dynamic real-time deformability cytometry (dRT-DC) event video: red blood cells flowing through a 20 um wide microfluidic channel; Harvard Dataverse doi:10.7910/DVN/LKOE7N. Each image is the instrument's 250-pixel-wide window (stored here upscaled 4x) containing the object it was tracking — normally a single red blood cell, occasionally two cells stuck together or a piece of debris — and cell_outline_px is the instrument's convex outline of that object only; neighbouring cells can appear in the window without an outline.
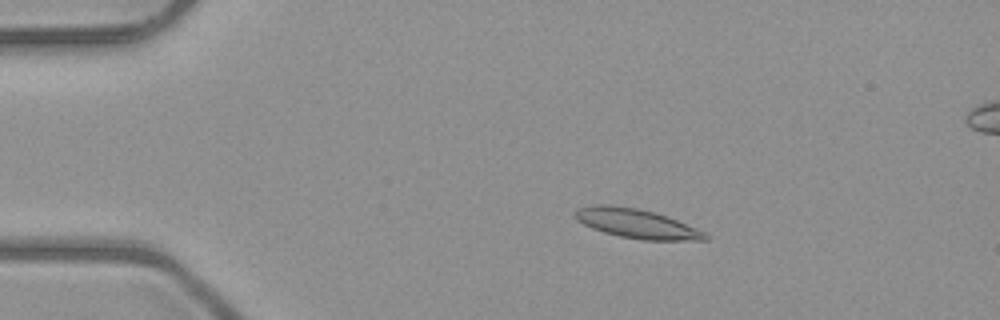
{"species": "common noctule bat (a hibernating species)", "species_latin": "Nyctalus noctula", "temperature_condition": "room temperature", "stored_images_in_passage": 17, "camera_frame_rate_fps": 3000, "um_per_image_px": 0.085, "animal": {"sex": "male", "body_mass_g": 23.1, "forearm_length_mm": 52.7}, "frame": {"image": 1, "passage_image": 10, "time_ms": 3.0, "image_size_px": [1000, 320], "cell_outline_px": [[708, 240], [644, 240], [620, 236], [604, 232], [592, 228], [576, 220], [572, 216], [572, 212], [580, 208], [592, 204], [612, 204], [636, 208], [652, 212], [676, 220], [696, 228], [704, 232], [708, 236]], "centroid_in_image_um": [54.04, 18.99], "position_along_channel_um": 31.0, "area_um2": 22.08}}